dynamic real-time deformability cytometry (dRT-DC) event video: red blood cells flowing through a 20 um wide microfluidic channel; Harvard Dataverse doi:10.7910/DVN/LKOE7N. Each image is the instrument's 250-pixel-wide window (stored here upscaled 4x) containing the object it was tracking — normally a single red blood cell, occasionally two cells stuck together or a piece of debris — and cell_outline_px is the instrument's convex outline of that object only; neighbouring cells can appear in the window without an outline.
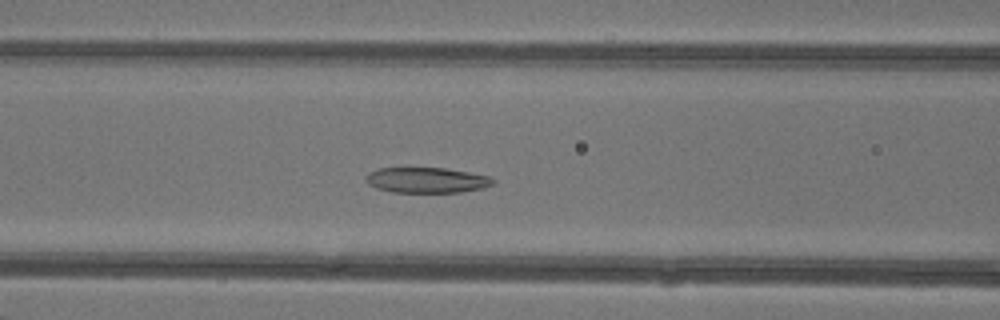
{"species": "common noctule bat (a hibernating species)", "species_latin": "Nyctalus noctula", "temperature_condition": "warm", "stored_images_in_passage": 40, "camera_frame_rate_fps": 3000, "um_per_image_px": 0.085, "animal": {"sex": "female"}, "frame": {"image": 1, "passage_image": 15, "time_ms": 4.667, "image_size_px": [1000, 320], "cell_outline_px": [[496, 180], [492, 184], [484, 188], [460, 192], [392, 192], [376, 188], [368, 184], [364, 180], [364, 176], [368, 172], [376, 168], [444, 168], [492, 176]], "centroid_in_image_um": [36.24, 15.31], "position_along_channel_um": 130.4, "area_um2": 19.07}}
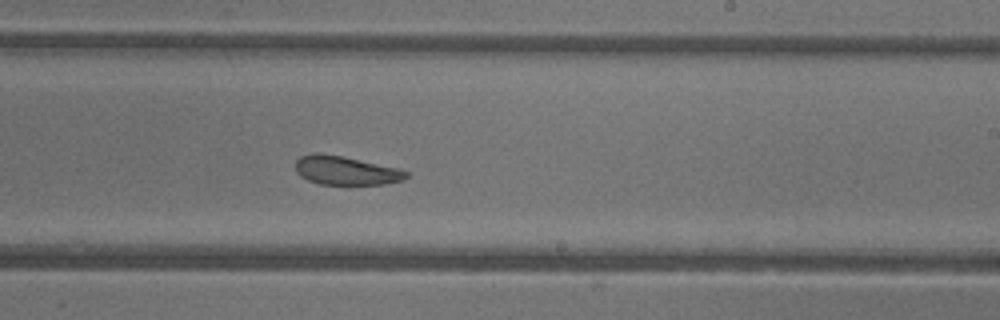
{"frame": {"image": 2, "passage_image": 24, "time_ms": 7.667, "image_size_px": [1000, 320], "cell_outline_px": [[408, 176], [404, 180], [384, 184], [320, 184], [308, 180], [300, 176], [296, 172], [296, 160], [300, 156], [312, 152], [340, 156], [400, 168], [408, 172]], "centroid_in_image_um": [29.39, 14.49], "position_along_channel_um": 259.6, "area_um2": 18.5}}
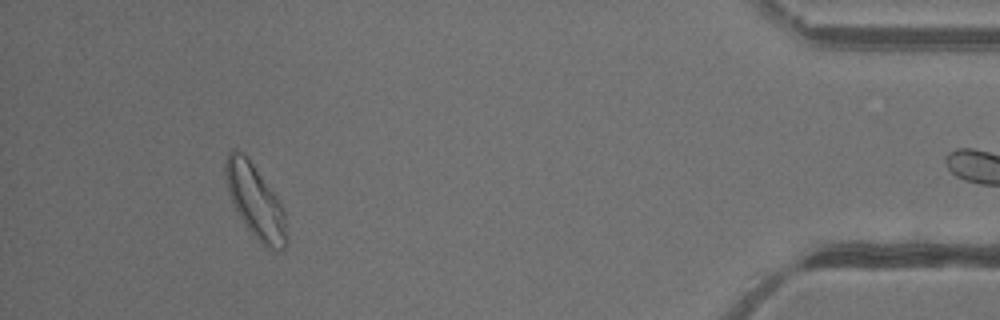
{"frame": {"image": 3, "passage_image": 39, "time_ms": 12.667, "image_size_px": [1000, 320], "cell_outline_px": [[288, 240], [284, 248], [276, 252], [264, 248], [244, 224], [228, 192], [224, 176], [224, 164], [228, 152], [232, 148], [236, 148], [244, 152], [248, 156], [276, 196], [284, 208]], "centroid_in_image_um": [21.71, 17.11], "position_along_channel_um": 413.5, "area_um2": 26.59}}